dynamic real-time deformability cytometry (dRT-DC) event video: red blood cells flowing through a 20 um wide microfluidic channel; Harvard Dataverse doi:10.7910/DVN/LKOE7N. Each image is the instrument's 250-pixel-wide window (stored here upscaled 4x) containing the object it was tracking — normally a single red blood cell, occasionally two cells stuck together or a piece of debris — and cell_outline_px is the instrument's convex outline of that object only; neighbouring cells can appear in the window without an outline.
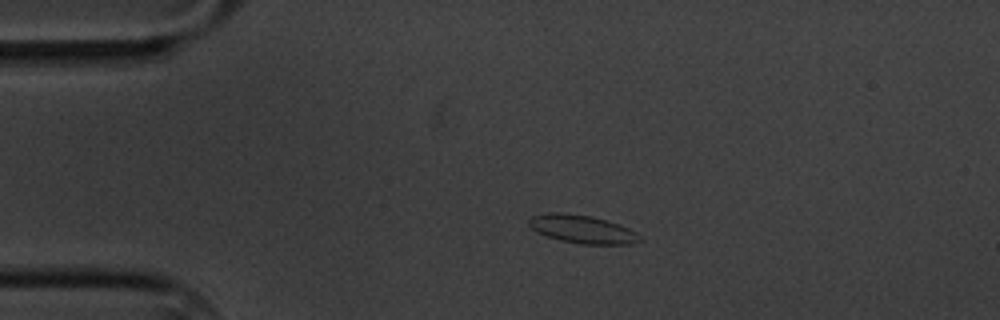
{"species": "common noctule bat (a hibernating species)", "species_latin": "Nyctalus noctula", "temperature_condition": "cold", "stored_images_in_passage": 5, "camera_frame_rate_fps": 3000, "um_per_image_px": 0.085, "animal": {"sex": "male", "body_mass_g": 20.1, "forearm_length_mm": 53.5}, "frame": {"image": 1, "passage_image": 3, "time_ms": 2.333, "image_size_px": [1000, 320], "cell_outline_px": [[640, 240], [632, 244], [580, 244], [560, 240], [536, 232], [528, 224], [528, 220], [532, 216], [548, 212], [564, 212], [592, 216], [620, 224], [636, 232], [640, 236]], "centroid_in_image_um": [49.47, 19.47], "position_along_channel_um": 35.5, "area_um2": 18.26}}